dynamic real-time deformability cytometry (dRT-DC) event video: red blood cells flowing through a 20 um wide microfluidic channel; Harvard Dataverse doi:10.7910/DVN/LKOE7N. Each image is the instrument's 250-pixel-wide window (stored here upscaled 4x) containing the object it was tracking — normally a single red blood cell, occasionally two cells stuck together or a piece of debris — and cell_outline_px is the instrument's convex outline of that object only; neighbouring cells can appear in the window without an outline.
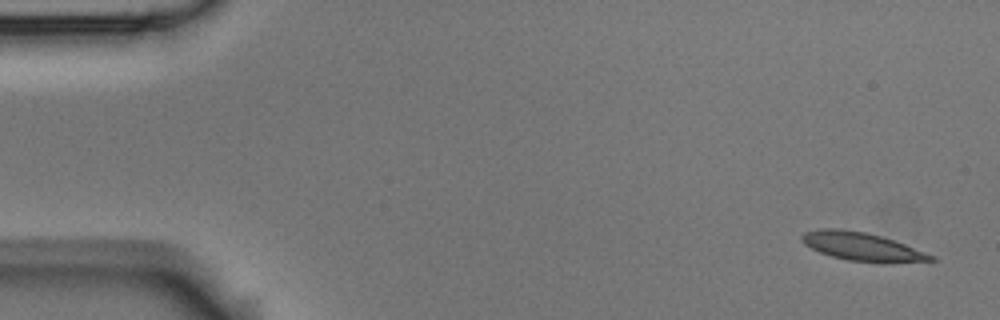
{"species": "Egyptian fruit bat (a non-hibernating species)", "species_latin": "Rousettus aegyptiacus", "temperature_condition": "room temperature", "stored_images_in_passage": 5, "camera_frame_rate_fps": 3000, "um_per_image_px": 0.085, "animal": {"sex": "male"}, "frame": {"image": 1, "passage_image": 1, "time_ms": 0.0, "image_size_px": [1000, 320], "cell_outline_px": [[940, 260], [892, 264], [880, 264], [848, 260], [832, 256], [820, 252], [804, 244], [800, 240], [800, 236], [804, 232], [820, 228], [840, 228], [868, 232], [904, 244], [936, 256]], "centroid_in_image_um": [73.32, 20.98], "position_along_channel_um": 11.7, "area_um2": 21.85}}
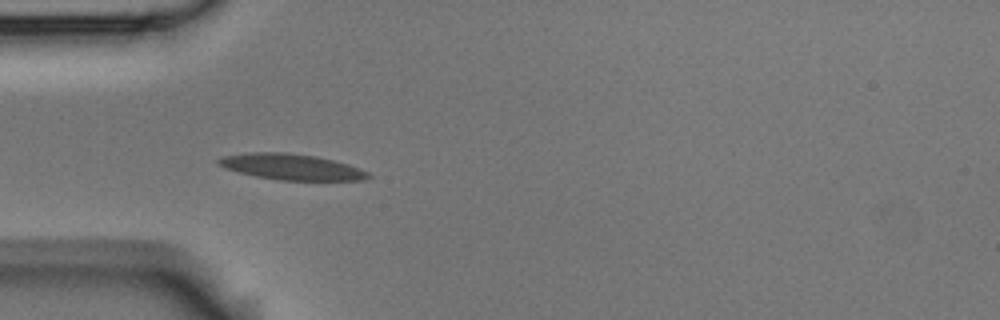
{"frame": {"image": 2, "passage_image": 4, "time_ms": 1.0, "image_size_px": [1000, 320], "cell_outline_px": [[372, 176], [364, 180], [280, 180], [256, 176], [224, 168], [216, 164], [216, 160], [220, 156], [252, 152], [288, 152], [316, 156], [348, 164], [360, 168], [368, 172]], "centroid_in_image_um": [24.74, 14.17], "position_along_channel_um": 60.3, "area_um2": 22.66}}
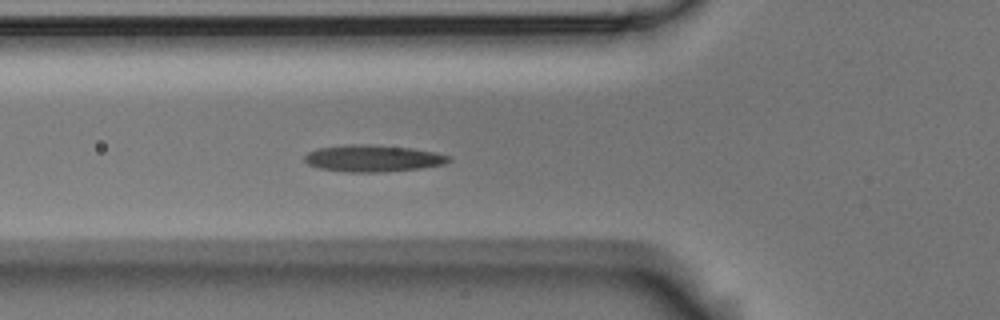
{"frame": {"image": 3, "passage_image": 5, "time_ms": 1.333, "image_size_px": [1000, 320], "cell_outline_px": [[452, 160], [444, 164], [420, 168], [384, 172], [348, 172], [320, 168], [308, 164], [304, 160], [304, 156], [308, 152], [316, 148], [348, 144], [368, 144], [412, 148], [436, 152], [452, 156]], "centroid_in_image_um": [31.72, 13.45], "position_along_channel_um": 94.1, "area_um2": 22.66}}